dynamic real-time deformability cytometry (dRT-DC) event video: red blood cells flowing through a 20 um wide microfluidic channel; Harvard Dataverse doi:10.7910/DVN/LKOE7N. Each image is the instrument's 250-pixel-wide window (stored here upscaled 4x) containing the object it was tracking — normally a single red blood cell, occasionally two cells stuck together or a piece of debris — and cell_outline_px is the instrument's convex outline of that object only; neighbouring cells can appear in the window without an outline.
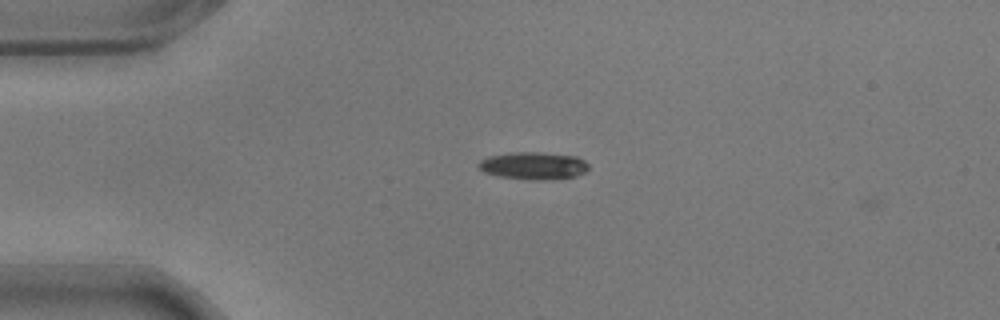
{"species": "common noctule bat (a hibernating species)", "species_latin": "Nyctalus noctula", "temperature_condition": "warm", "stored_images_in_passage": 2, "camera_frame_rate_fps": 3000, "um_per_image_px": 0.085, "animal": {"sex": "male", "body_mass_g": 17.9}, "frame": {"image": 1, "passage_image": 1, "time_ms": 0.0, "image_size_px": [1000, 320], "cell_outline_px": [[588, 168], [584, 172], [576, 176], [544, 180], [532, 180], [496, 176], [484, 172], [476, 164], [480, 160], [492, 156], [516, 152], [540, 152], [576, 156], [584, 160], [588, 164]], "centroid_in_image_um": [45.34, 14.09], "position_along_channel_um": 39.7, "area_um2": 17.51}}